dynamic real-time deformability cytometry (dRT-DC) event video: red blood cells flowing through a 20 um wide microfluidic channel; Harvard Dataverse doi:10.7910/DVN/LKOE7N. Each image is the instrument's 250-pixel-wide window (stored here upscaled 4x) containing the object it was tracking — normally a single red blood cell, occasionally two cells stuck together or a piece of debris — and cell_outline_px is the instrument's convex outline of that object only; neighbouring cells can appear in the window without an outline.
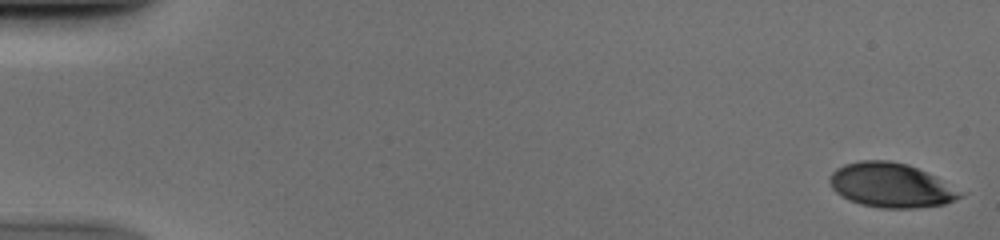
{"species": "human", "species_latin": "Homo sapiens", "temperature_condition": "cold", "stored_images_in_passage": 52, "camera_frame_rate_fps": 3000, "um_per_image_px": 0.085, "donor": {"sex": "male"}, "frame": {"image": 1, "passage_image": 1, "time_ms": 0.0, "image_size_px": [1000, 240], "cell_outline_px": [[968, 192], [964, 196], [956, 200], [944, 204], [916, 208], [880, 208], [860, 204], [848, 200], [840, 196], [832, 188], [828, 180], [832, 172], [836, 168], [844, 164], [860, 160], [888, 160], [908, 164], [936, 176]], "centroid_in_image_um": [75.79, 15.75], "position_along_channel_um": 9.2, "area_um2": 34.45}}
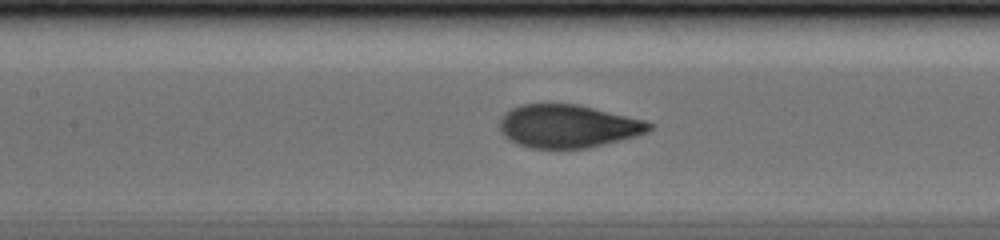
{"frame": {"image": 2, "passage_image": 25, "time_ms": 8.0, "image_size_px": [1000, 240], "cell_outline_px": [[656, 124], [648, 132], [636, 136], [584, 148], [532, 148], [520, 144], [504, 136], [500, 132], [500, 116], [504, 112], [520, 104], [576, 104], [648, 120]], "centroid_in_image_um": [48.3, 10.71], "position_along_channel_um": 159.1, "area_um2": 37.51}}
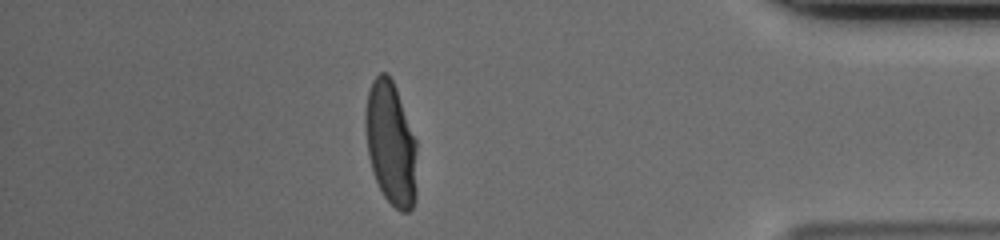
{"frame": {"image": 3, "passage_image": 46, "time_ms": 15.0, "image_size_px": [1000, 240], "cell_outline_px": [[416, 200], [412, 208], [408, 212], [400, 212], [384, 196], [372, 172], [368, 156], [364, 124], [364, 112], [368, 92], [372, 80], [380, 72], [388, 72], [396, 88], [416, 140]], "centroid_in_image_um": [33.21, 12.19], "position_along_channel_um": 402.0, "area_um2": 37.45}}